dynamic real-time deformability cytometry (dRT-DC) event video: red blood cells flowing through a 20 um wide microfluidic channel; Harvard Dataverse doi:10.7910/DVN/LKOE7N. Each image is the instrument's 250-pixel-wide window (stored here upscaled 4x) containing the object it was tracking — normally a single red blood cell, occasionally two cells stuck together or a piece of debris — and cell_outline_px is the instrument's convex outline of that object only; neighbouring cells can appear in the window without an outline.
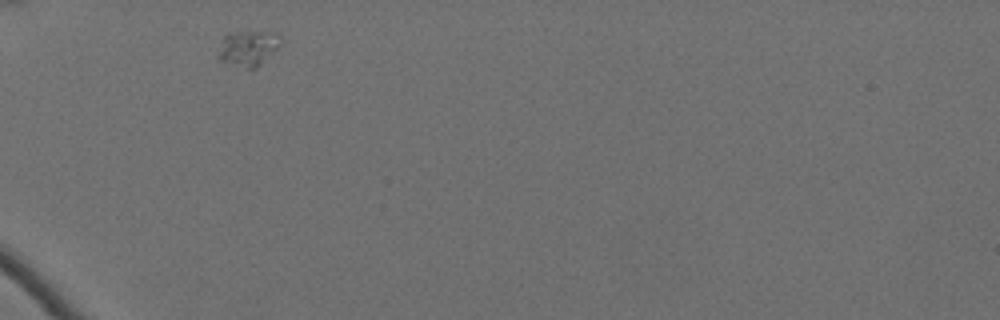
{"species": "Egyptian fruit bat (a non-hibernating species)", "species_latin": "Rousettus aegyptiacus", "temperature_condition": "cold", "stored_images_in_passage": 34, "camera_frame_rate_fps": 3000, "um_per_image_px": 0.085, "animal": {"sex": "female"}, "frame": {"image": 1, "passage_image": 1, "time_ms": 0.0, "image_size_px": [1000, 320], "cell_outline_px": [[280, 44], [256, 68], [248, 68], [220, 60], [216, 56], [224, 36], [228, 32], [276, 32], [280, 36]], "centroid_in_image_um": [21.06, 4.07], "position_along_channel_um": 63.9, "area_um2": 12.54}}
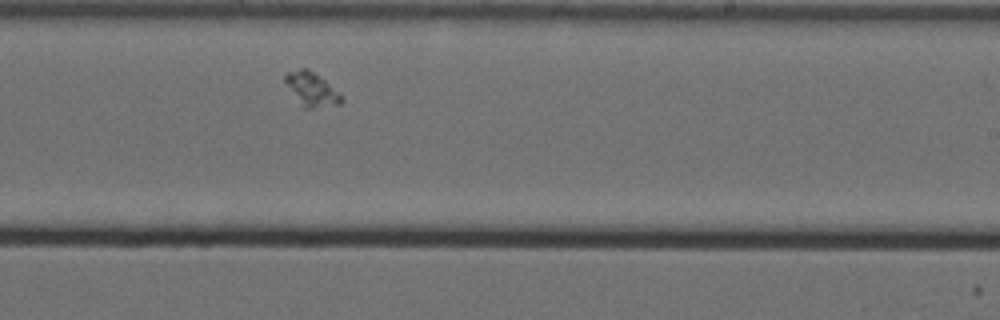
{"frame": {"image": 2, "passage_image": 20, "time_ms": 6.333, "image_size_px": [1000, 320], "cell_outline_px": [[344, 100], [340, 104], [312, 108], [300, 108], [284, 80], [284, 76], [288, 72], [300, 68], [308, 68], [324, 80], [344, 96]], "centroid_in_image_um": [26.48, 7.61], "position_along_channel_um": 262.5, "area_um2": 11.21}}
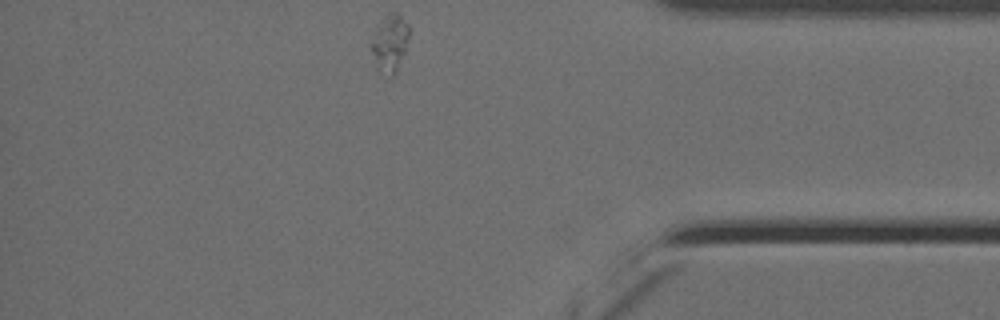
{"frame": {"image": 3, "passage_image": 34, "time_ms": 11.0, "image_size_px": [1000, 320], "cell_outline_px": [[408, 40], [404, 52], [396, 72], [392, 76], [376, 68], [368, 44], [388, 12], [396, 12], [408, 24]], "centroid_in_image_um": [33.11, 3.68], "position_along_channel_um": 402.1, "area_um2": 12.31}}